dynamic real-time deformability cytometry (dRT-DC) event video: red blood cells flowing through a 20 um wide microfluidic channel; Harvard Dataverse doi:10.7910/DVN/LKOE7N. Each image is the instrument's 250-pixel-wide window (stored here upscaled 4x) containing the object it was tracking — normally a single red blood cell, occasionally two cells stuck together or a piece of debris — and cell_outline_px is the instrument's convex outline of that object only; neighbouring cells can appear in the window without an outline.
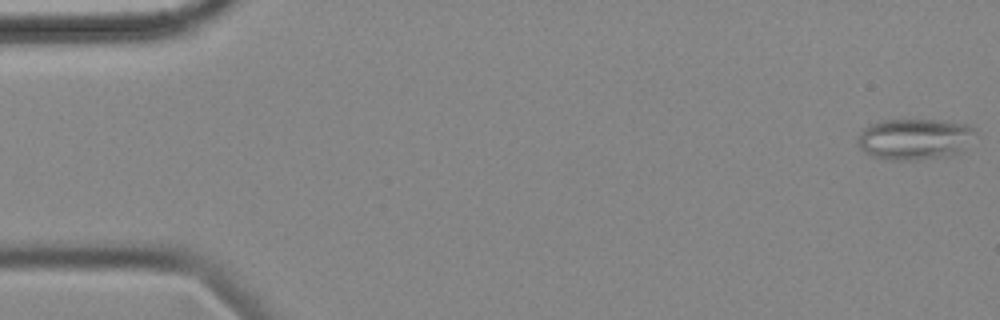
{"species": "common noctule bat (a hibernating species)", "species_latin": "Nyctalus noctula", "temperature_condition": "cold", "stored_images_in_passage": 56, "camera_frame_rate_fps": 3000, "um_per_image_px": 0.085, "animal": {"sex": "female", "body_mass_g": 18.4}, "frame": {"image": 1, "passage_image": 1, "time_ms": 0.0, "image_size_px": [1000, 320], "cell_outline_px": [[976, 132], [960, 152], [952, 156], [916, 160], [884, 160], [872, 156], [864, 152], [856, 144], [856, 140], [860, 132], [868, 124], [880, 120], [948, 120], [968, 124], [976, 128]], "centroid_in_image_um": [77.72, 11.82], "position_along_channel_um": 7.3, "area_um2": 28.78}}
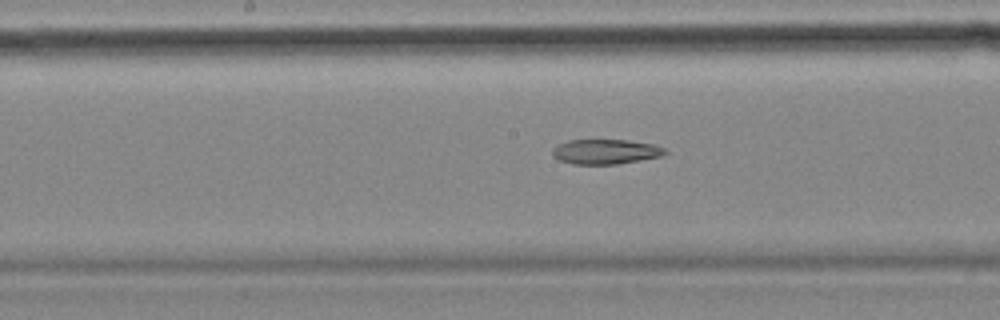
{"frame": {"image": 2, "passage_image": 28, "time_ms": 9.0, "image_size_px": [1000, 320], "cell_outline_px": [[668, 152], [664, 156], [616, 164], [572, 164], [560, 160], [552, 156], [552, 148], [568, 140], [628, 140], [656, 144], [664, 148]], "centroid_in_image_um": [51.51, 12.89], "position_along_channel_um": 196.7, "area_um2": 16.42}}
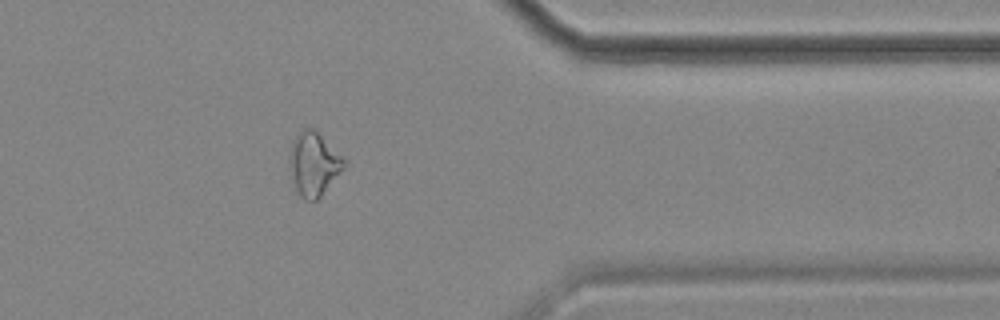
{"frame": {"image": 3, "passage_image": 45, "time_ms": 14.667, "image_size_px": [1000, 320], "cell_outline_px": [[344, 168], [320, 196], [316, 200], [304, 200], [300, 196], [296, 188], [288, 168], [288, 156], [292, 140], [304, 128], [316, 128], [344, 160]], "centroid_in_image_um": [26.61, 13.91], "position_along_channel_um": 384.8, "area_um2": 20.06}}